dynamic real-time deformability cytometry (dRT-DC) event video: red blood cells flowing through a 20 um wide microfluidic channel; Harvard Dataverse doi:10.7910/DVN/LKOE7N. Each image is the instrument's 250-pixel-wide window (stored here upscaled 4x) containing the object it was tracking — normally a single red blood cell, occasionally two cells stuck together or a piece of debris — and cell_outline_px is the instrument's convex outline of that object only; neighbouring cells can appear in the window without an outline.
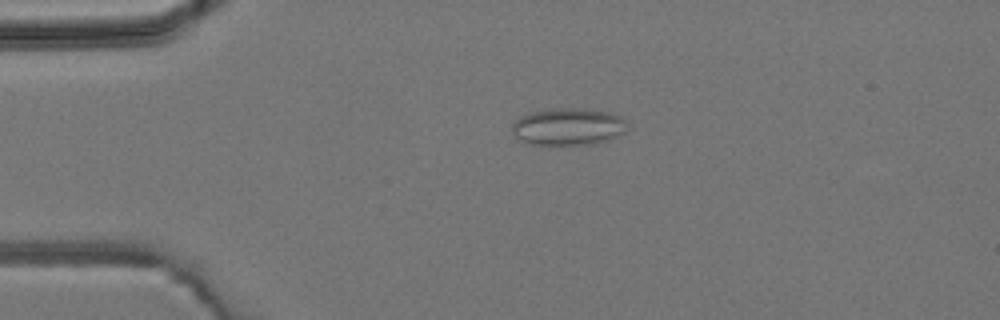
{"species": "common noctule bat (a hibernating species)", "species_latin": "Nyctalus noctula", "temperature_condition": "room temperature", "stored_images_in_passage": 4, "camera_frame_rate_fps": 3000, "um_per_image_px": 0.085, "animal": {"sex": "male", "body_mass_g": 19.2, "forearm_length_mm": 51.8}, "frame": {"image": 1, "passage_image": 3, "time_ms": 2.333, "image_size_px": [1000, 320], "cell_outline_px": [[624, 132], [608, 140], [596, 144], [532, 144], [520, 140], [512, 132], [512, 124], [520, 116], [532, 112], [556, 108], [568, 108], [608, 112], [620, 116], [624, 120]], "centroid_in_image_um": [48.26, 10.77], "position_along_channel_um": 36.7, "area_um2": 24.45}}